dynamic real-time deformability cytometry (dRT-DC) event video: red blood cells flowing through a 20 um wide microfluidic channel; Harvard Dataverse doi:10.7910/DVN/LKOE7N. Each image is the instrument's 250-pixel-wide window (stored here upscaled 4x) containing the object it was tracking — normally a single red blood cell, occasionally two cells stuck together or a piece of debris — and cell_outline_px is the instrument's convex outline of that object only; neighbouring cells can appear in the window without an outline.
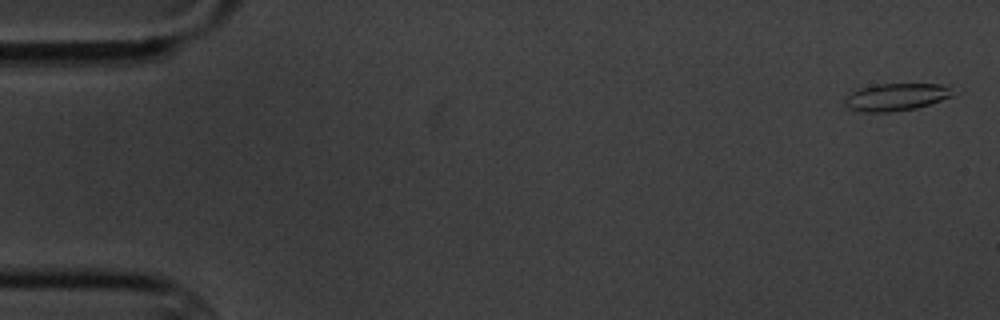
{"species": "common noctule bat (a hibernating species)", "species_latin": "Nyctalus noctula", "temperature_condition": "cold", "stored_images_in_passage": 6, "camera_frame_rate_fps": 3000, "um_per_image_px": 0.085, "animal": {"sex": "male", "body_mass_g": 20.1, "forearm_length_mm": 53.5}, "frame": {"image": 1, "passage_image": 1, "time_ms": 0.0, "image_size_px": [1000, 320], "cell_outline_px": [[952, 96], [916, 108], [888, 112], [860, 112], [844, 108], [844, 100], [848, 92], [860, 88], [876, 84], [940, 84], [948, 88]], "centroid_in_image_um": [76.01, 8.26], "position_along_channel_um": 9.0, "area_um2": 17.17}}
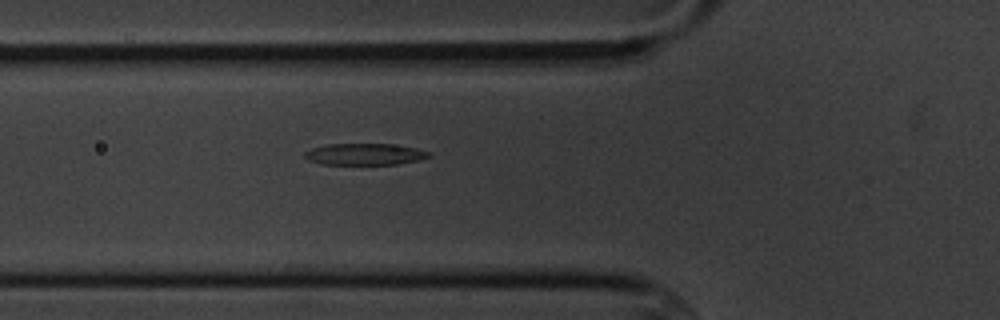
{"frame": {"image": 2, "passage_image": 6, "time_ms": 6.333, "image_size_px": [1000, 320], "cell_outline_px": [[432, 156], [420, 160], [396, 164], [320, 164], [308, 160], [304, 156], [304, 152], [312, 148], [328, 144], [392, 144], [416, 148], [428, 152]], "centroid_in_image_um": [30.99, 13.11], "position_along_channel_um": 94.8, "area_um2": 15.55}}